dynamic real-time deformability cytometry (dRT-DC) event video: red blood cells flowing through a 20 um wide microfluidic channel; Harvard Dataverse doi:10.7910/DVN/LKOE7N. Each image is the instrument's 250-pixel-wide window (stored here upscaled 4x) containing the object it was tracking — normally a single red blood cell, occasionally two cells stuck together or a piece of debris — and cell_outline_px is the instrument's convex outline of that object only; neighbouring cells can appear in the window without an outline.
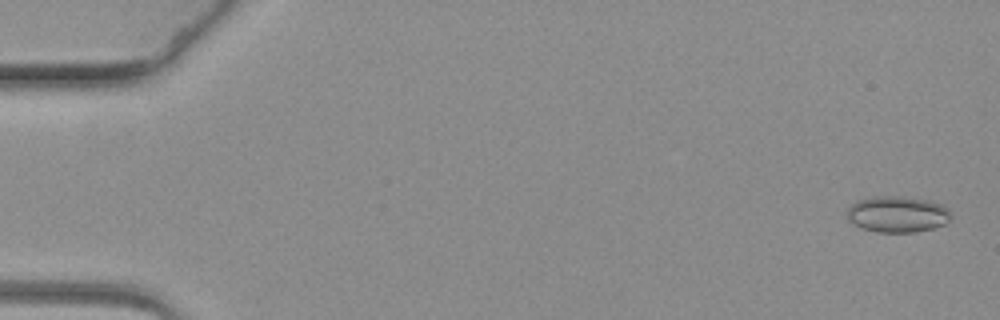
{"species": "common noctule bat (a hibernating species)", "species_latin": "Nyctalus noctula", "temperature_condition": "warm", "stored_images_in_passage": 62, "camera_frame_rate_fps": 3000, "um_per_image_px": 0.085, "animal": {"sex": "female", "body_mass_g": 19.3, "forearm_length_mm": 54.1}, "frame": {"image": 1, "passage_image": 2, "time_ms": 0.333, "image_size_px": [1000, 320], "cell_outline_px": [[948, 220], [944, 224], [932, 228], [916, 232], [876, 232], [864, 228], [848, 220], [848, 208], [856, 200], [872, 196], [904, 196], [928, 200], [940, 204], [948, 208]], "centroid_in_image_um": [76.25, 18.19], "position_along_channel_um": 8.7, "area_um2": 21.73}}
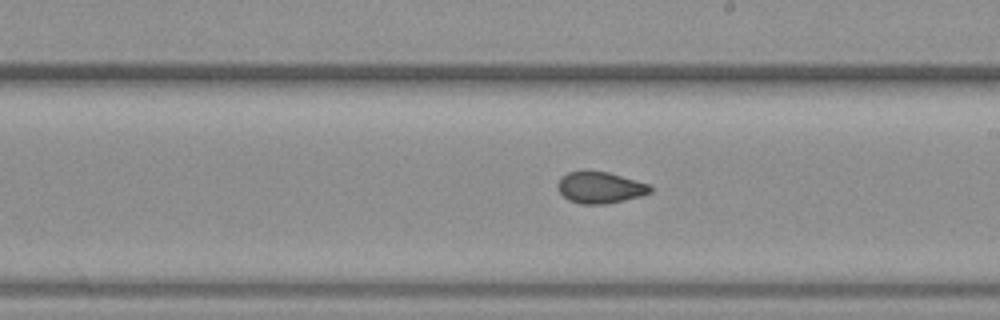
{"frame": {"image": 2, "passage_image": 36, "time_ms": 11.667, "image_size_px": [1000, 320], "cell_outline_px": [[652, 192], [640, 196], [624, 200], [604, 204], [580, 204], [568, 200], [560, 192], [556, 184], [560, 176], [568, 172], [608, 172], [652, 184]], "centroid_in_image_um": [51.02, 15.95], "position_along_channel_um": 238.0, "area_um2": 16.99}}
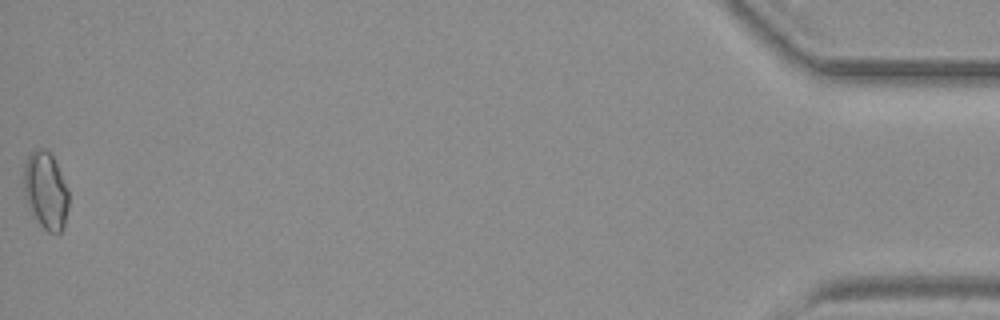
{"frame": {"image": 3, "passage_image": 62, "time_ms": 20.333, "image_size_px": [1000, 320], "cell_outline_px": [[68, 208], [64, 224], [60, 232], [56, 236], [48, 232], [32, 216], [24, 196], [24, 164], [28, 156], [36, 148], [44, 148], [52, 156], [68, 188]], "centroid_in_image_um": [3.88, 16.23], "position_along_channel_um": 431.3, "area_um2": 20.29}}